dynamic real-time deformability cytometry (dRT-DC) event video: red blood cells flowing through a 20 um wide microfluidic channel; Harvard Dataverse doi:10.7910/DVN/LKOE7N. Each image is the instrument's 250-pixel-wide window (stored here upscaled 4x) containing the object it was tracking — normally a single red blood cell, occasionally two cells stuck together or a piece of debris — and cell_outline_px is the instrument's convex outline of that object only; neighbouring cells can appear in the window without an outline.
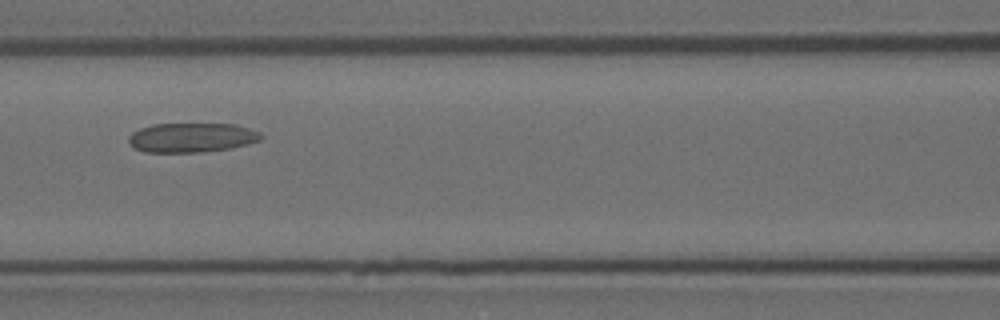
{"species": "Egyptian fruit bat (a non-hibernating species)", "species_latin": "Rousettus aegyptiacus", "temperature_condition": "room temperature", "stored_images_in_passage": 8, "segment_of_instrument_passage": [1, 2], "camera_frame_rate_fps": 3000, "um_per_image_px": 0.085, "animal": {"sex": "female"}, "frame": {"image": 1, "passage_image": 3, "time_ms": 0.667, "image_size_px": [1000, 320], "cell_outline_px": [[264, 136], [260, 140], [232, 148], [200, 152], [144, 152], [128, 144], [128, 136], [132, 132], [140, 128], [152, 124], [236, 124], [260, 132]], "centroid_in_image_um": [16.28, 11.69], "position_along_channel_um": 150.3, "area_um2": 22.77}}
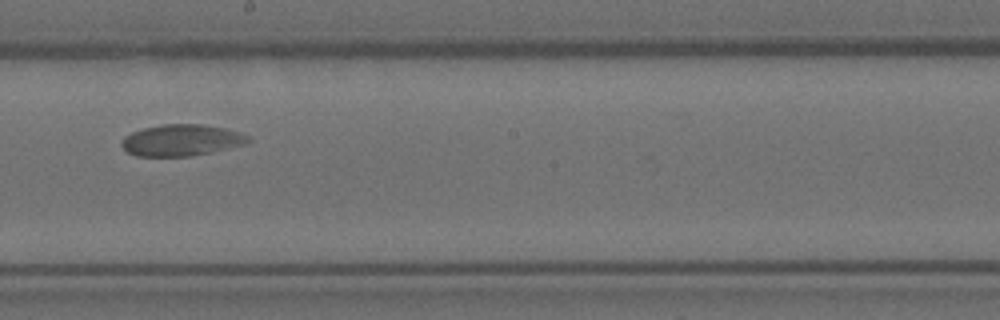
{"frame": {"image": 2, "passage_image": 5, "time_ms": 1.333, "image_size_px": [1000, 320], "cell_outline_px": [[252, 140], [244, 144], [212, 152], [192, 156], [136, 156], [128, 152], [120, 144], [124, 136], [132, 132], [144, 128], [164, 124], [204, 124], [224, 128], [240, 132], [248, 136]], "centroid_in_image_um": [15.42, 11.91], "position_along_channel_um": 232.8, "area_um2": 23.18}}
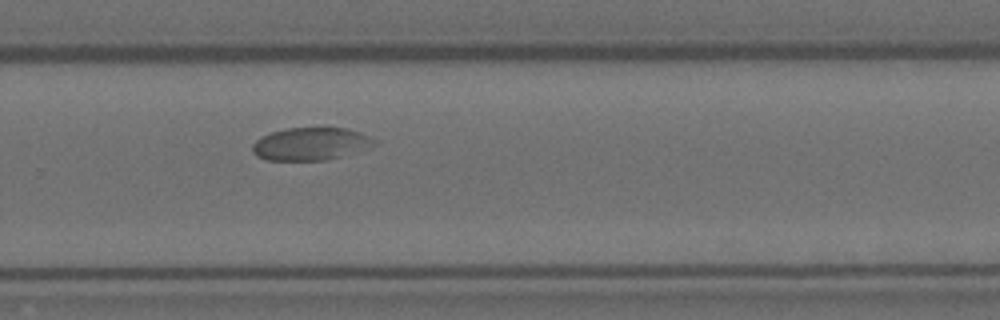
{"frame": {"image": 3, "passage_image": 7, "time_ms": 2.0, "image_size_px": [1000, 320], "cell_outline_px": [[376, 144], [340, 156], [324, 160], [264, 160], [256, 156], [252, 152], [252, 144], [260, 136], [272, 132], [288, 128], [348, 128], [360, 132], [376, 140]], "centroid_in_image_um": [26.34, 12.22], "position_along_channel_um": 303.5, "area_um2": 23.0}}